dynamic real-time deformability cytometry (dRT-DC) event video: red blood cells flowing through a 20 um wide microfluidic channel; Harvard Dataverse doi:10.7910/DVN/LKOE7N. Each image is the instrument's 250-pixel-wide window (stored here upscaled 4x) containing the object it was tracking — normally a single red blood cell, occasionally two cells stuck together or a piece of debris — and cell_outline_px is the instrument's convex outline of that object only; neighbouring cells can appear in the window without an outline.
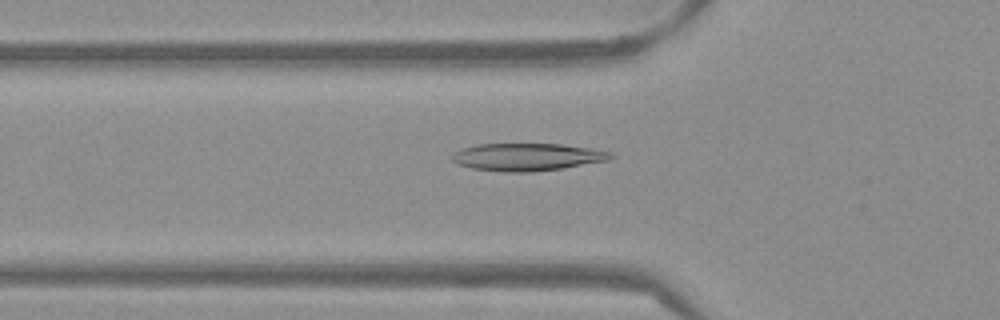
{"species": "Egyptian fruit bat (a non-hibernating species)", "species_latin": "Rousettus aegyptiacus", "temperature_condition": "warm", "stored_images_in_passage": 53, "camera_frame_rate_fps": 3000, "um_per_image_px": 0.085, "frame": {"image": 1, "passage_image": 18, "time_ms": 5.667, "image_size_px": [1000, 320], "cell_outline_px": [[616, 156], [608, 160], [560, 168], [528, 172], [504, 172], [472, 168], [456, 164], [452, 160], [452, 156], [460, 148], [476, 144], [560, 144], [588, 148], [612, 152]], "centroid_in_image_um": [44.77, 13.34], "position_along_channel_um": 81.0, "area_um2": 25.26}}
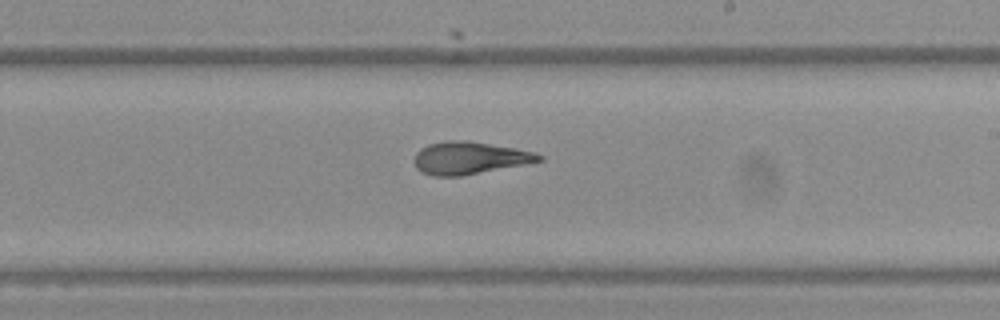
{"frame": {"image": 2, "passage_image": 31, "time_ms": 10.0, "image_size_px": [1000, 320], "cell_outline_px": [[544, 160], [524, 164], [460, 176], [432, 176], [420, 172], [416, 168], [412, 160], [416, 152], [420, 148], [428, 144], [444, 140], [468, 140], [516, 148], [536, 152], [544, 156]], "centroid_in_image_um": [39.86, 13.41], "position_along_channel_um": 249.1, "area_um2": 23.87}}
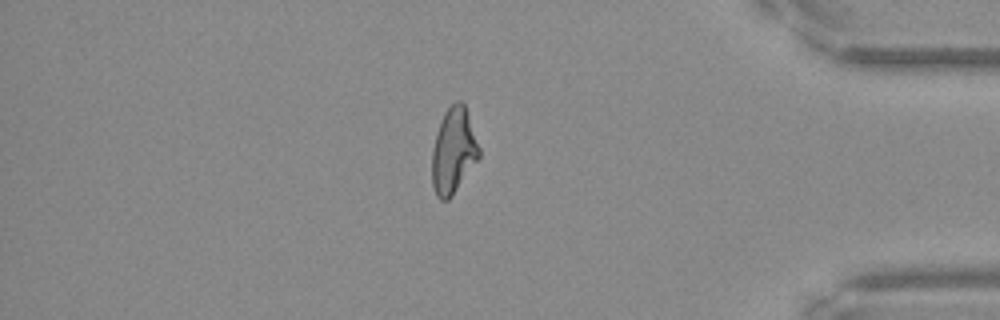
{"frame": {"image": 3, "passage_image": 45, "time_ms": 14.667, "image_size_px": [1000, 320], "cell_outline_px": [[480, 156], [452, 196], [448, 200], [440, 200], [436, 196], [432, 184], [432, 148], [440, 120], [444, 112], [456, 100], [460, 100], [464, 104], [480, 148]], "centroid_in_image_um": [38.53, 12.83], "position_along_channel_um": 396.7, "area_um2": 23.41}, "authors_computed_cell_mechanics": {"area_um2": 24.1604, "velocity_mm_per_s": 3.8539, "shape_relaxation_time_tau1_ms": 8.589, "shape_relaxation_time_tau2_ms": 1.9147, "deformation_change_tau1": 0.259, "deformation_change_tau2": 0.0747}}